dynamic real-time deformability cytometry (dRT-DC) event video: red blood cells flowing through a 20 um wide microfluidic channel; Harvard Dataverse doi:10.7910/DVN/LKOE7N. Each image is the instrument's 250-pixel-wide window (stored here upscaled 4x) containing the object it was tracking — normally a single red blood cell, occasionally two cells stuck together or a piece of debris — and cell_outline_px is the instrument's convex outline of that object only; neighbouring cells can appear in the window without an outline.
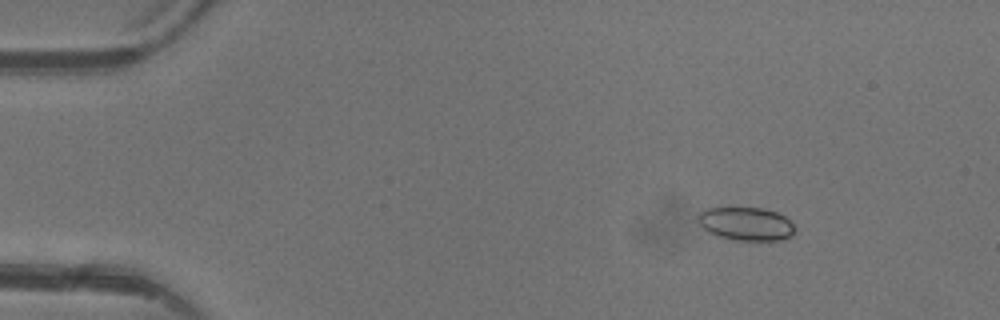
{"species": "common noctule bat (a hibernating species)", "species_latin": "Nyctalus noctula", "temperature_condition": "warm", "stored_images_in_passage": 4, "camera_frame_rate_fps": 3000, "um_per_image_px": 0.085, "animal": {"sex": "female"}, "frame": {"image": 1, "passage_image": 2, "time_ms": 1.333, "image_size_px": [1000, 320], "cell_outline_px": [[796, 232], [792, 236], [780, 240], [736, 240], [716, 236], [708, 232], [696, 220], [700, 212], [708, 208], [728, 204], [764, 208], [776, 212], [784, 216], [796, 228]], "centroid_in_image_um": [63.38, 18.97], "position_along_channel_um": 21.6, "area_um2": 19.65}}